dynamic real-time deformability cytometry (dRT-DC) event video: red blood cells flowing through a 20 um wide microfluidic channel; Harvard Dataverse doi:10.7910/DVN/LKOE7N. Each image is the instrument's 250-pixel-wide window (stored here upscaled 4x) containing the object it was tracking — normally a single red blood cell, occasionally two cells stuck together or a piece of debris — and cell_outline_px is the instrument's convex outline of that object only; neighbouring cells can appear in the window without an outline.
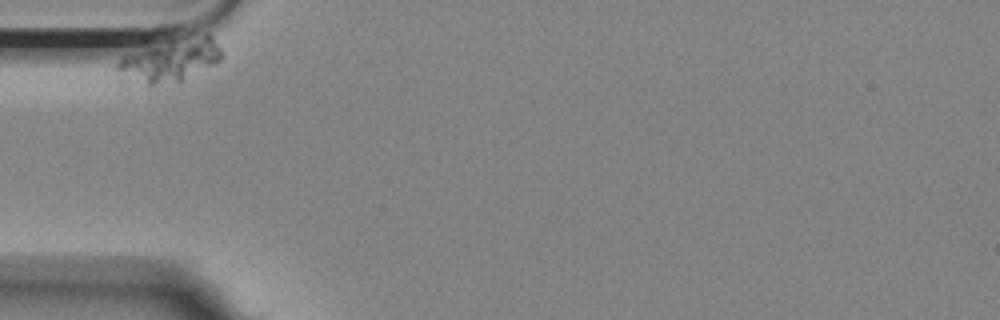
{"species": "Egyptian fruit bat (a non-hibernating species)", "species_latin": "Rousettus aegyptiacus", "temperature_condition": "room temperature", "stored_images_in_passage": 40, "camera_frame_rate_fps": 3000, "um_per_image_px": 0.085, "animal": {"sex": "female"}, "frame": {"image": 1, "passage_image": 1, "time_ms": 0.0, "image_size_px": [1000, 320], "cell_outline_px": [[224, 56], [216, 64], [180, 80], [148, 88], [116, 68], [116, 64], [124, 56], [148, 48], [204, 32], [208, 32], [212, 36], [224, 52]], "centroid_in_image_um": [14.62, 5.12], "position_along_channel_um": 70.4, "area_um2": 25.26}}
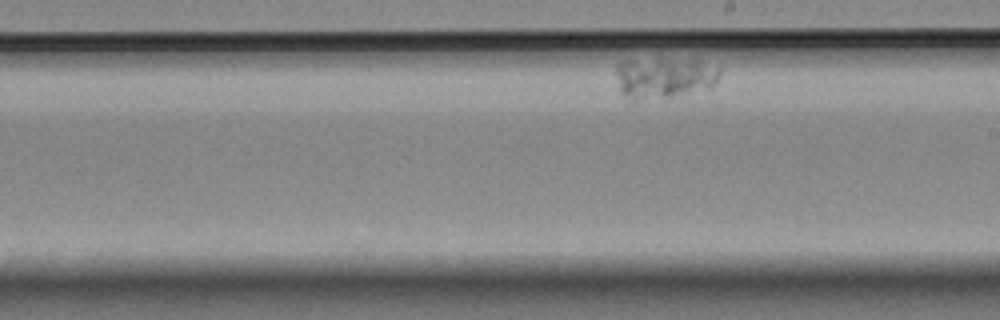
{"frame": {"image": 2, "passage_image": 23, "time_ms": 7.333, "image_size_px": [1000, 320], "cell_outline_px": [[720, 76], [712, 88], [672, 96], [636, 100], [632, 100], [624, 96], [620, 92], [616, 72], [616, 64], [692, 60], [696, 60], [720, 68]], "centroid_in_image_um": [56.52, 6.67], "position_along_channel_um": 232.5, "area_um2": 23.58}}
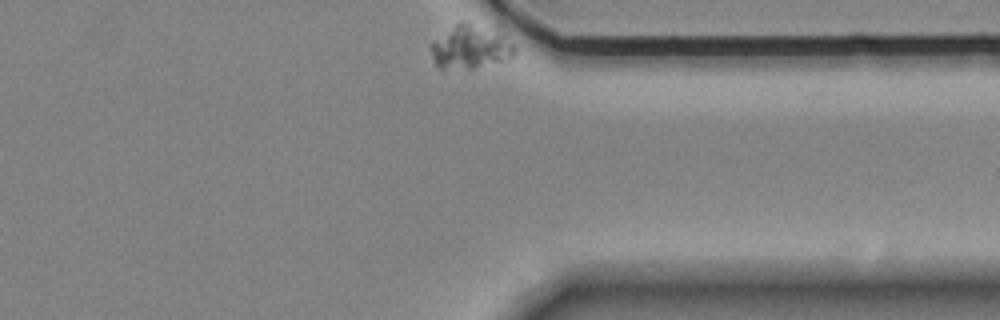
{"frame": {"image": 3, "passage_image": 40, "time_ms": 13.0, "image_size_px": [1000, 320], "cell_outline_px": [[512, 56], [508, 60], [472, 68], [440, 68], [432, 60], [428, 44], [432, 40], [460, 20], [468, 20], [496, 32], [504, 36], [512, 44]], "centroid_in_image_um": [39.88, 3.97], "position_along_channel_um": 371.5, "area_um2": 21.27}}